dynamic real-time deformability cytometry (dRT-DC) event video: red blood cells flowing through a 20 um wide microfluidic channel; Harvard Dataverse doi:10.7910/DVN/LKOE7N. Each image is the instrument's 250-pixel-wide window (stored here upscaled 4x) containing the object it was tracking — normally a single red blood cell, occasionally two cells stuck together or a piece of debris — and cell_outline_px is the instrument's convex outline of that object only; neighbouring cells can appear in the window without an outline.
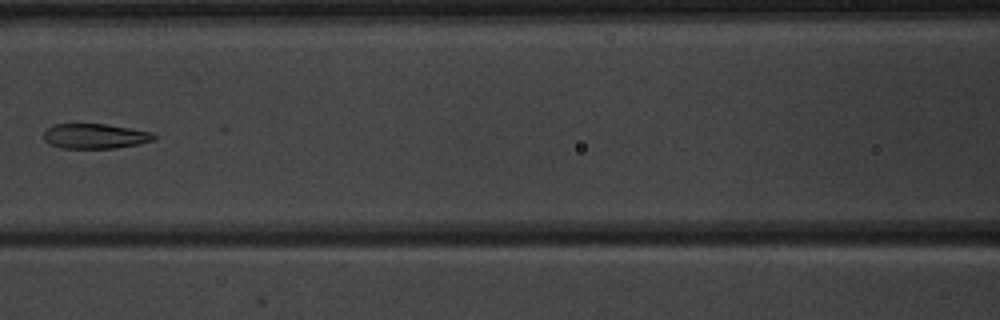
{"species": "common noctule bat (a hibernating species)", "species_latin": "Nyctalus noctula", "temperature_condition": "warm", "stored_images_in_passage": 6, "camera_frame_rate_fps": 3000, "um_per_image_px": 0.085, "animal": {"sex": "male", "body_mass_g": 20.1, "forearm_length_mm": 53.5}, "frame": {"image": 1, "passage_image": 6, "time_ms": 5.667, "image_size_px": [1000, 320], "cell_outline_px": [[156, 140], [140, 144], [116, 148], [64, 148], [52, 144], [44, 140], [44, 132], [52, 124], [104, 124], [132, 128], [152, 132], [156, 136]], "centroid_in_image_um": [8.13, 11.57], "position_along_channel_um": 158.5, "area_um2": 16.07}}